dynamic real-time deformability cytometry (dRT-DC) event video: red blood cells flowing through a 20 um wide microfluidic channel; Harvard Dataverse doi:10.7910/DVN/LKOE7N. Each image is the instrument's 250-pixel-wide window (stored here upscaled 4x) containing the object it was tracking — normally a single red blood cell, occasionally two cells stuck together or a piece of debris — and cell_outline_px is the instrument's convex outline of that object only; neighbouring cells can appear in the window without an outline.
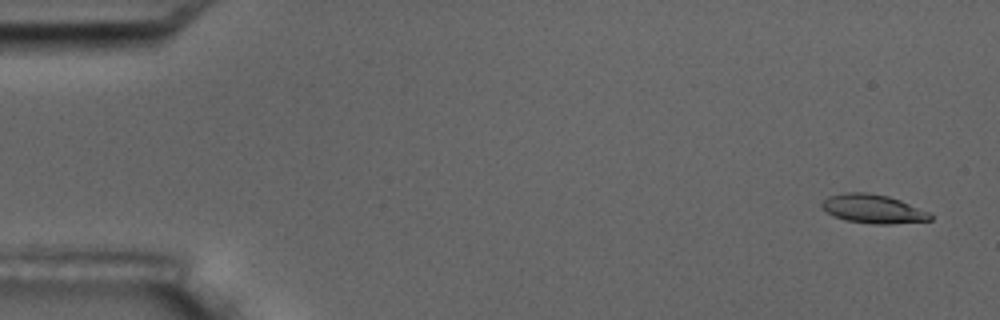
{"species": "common noctule bat (a hibernating species)", "species_latin": "Nyctalus noctula", "temperature_condition": "room temperature", "stored_images_in_passage": 5, "camera_frame_rate_fps": 3000, "um_per_image_px": 0.085, "animal": {"sex": "male", "body_mass_g": 17.5, "forearm_length_mm": 52.3}, "frame": {"image": 1, "passage_image": 1, "time_ms": 0.0, "image_size_px": [1000, 320], "cell_outline_px": [[932, 220], [888, 224], [872, 224], [844, 220], [828, 212], [820, 204], [828, 196], [844, 192], [868, 192], [888, 196], [900, 200], [928, 212], [932, 216]], "centroid_in_image_um": [74.2, 17.75], "position_along_channel_um": 10.8, "area_um2": 18.03}}
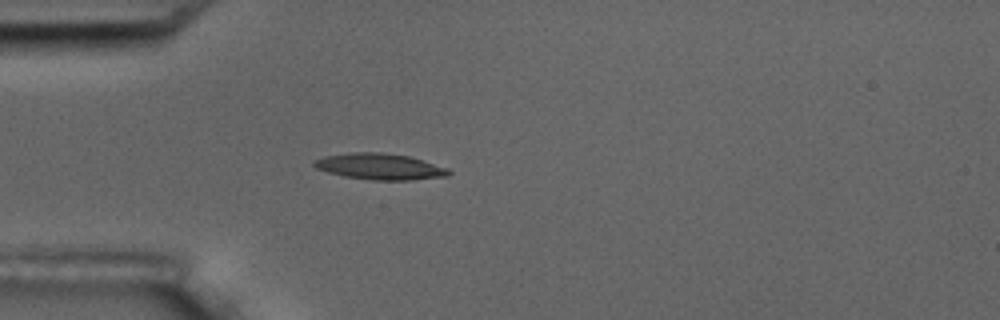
{"frame": {"image": 2, "passage_image": 5, "time_ms": 4.667, "image_size_px": [1000, 320], "cell_outline_px": [[452, 172], [448, 176], [412, 180], [372, 180], [344, 176], [328, 172], [316, 168], [312, 164], [312, 160], [324, 156], [352, 152], [380, 152], [408, 156], [448, 168]], "centroid_in_image_um": [32.27, 14.16], "position_along_channel_um": 52.7, "area_um2": 20.52}}